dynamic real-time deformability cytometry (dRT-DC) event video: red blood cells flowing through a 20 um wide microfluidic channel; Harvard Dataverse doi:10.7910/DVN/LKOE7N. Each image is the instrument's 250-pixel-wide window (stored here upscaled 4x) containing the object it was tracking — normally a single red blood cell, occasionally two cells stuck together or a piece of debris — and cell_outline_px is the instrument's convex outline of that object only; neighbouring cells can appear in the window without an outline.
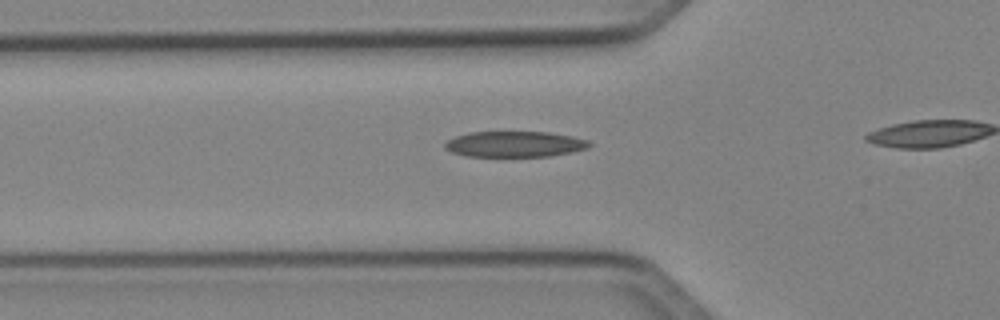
{"species": "Egyptian fruit bat (a non-hibernating species)", "species_latin": "Rousettus aegyptiacus", "temperature_condition": "cold", "stored_images_in_passage": 14, "camera_frame_rate_fps": 3000, "um_per_image_px": 0.085, "animal": {"sex": "female"}, "frame": {"image": 1, "passage_image": 3, "time_ms": 0.667, "image_size_px": [1000, 320], "cell_outline_px": [[592, 144], [588, 148], [572, 152], [548, 156], [464, 156], [452, 152], [444, 148], [444, 144], [448, 140], [456, 136], [468, 132], [548, 132], [572, 136], [588, 140]], "centroid_in_image_um": [43.75, 12.25], "position_along_channel_um": 82.1, "area_um2": 21.68}}
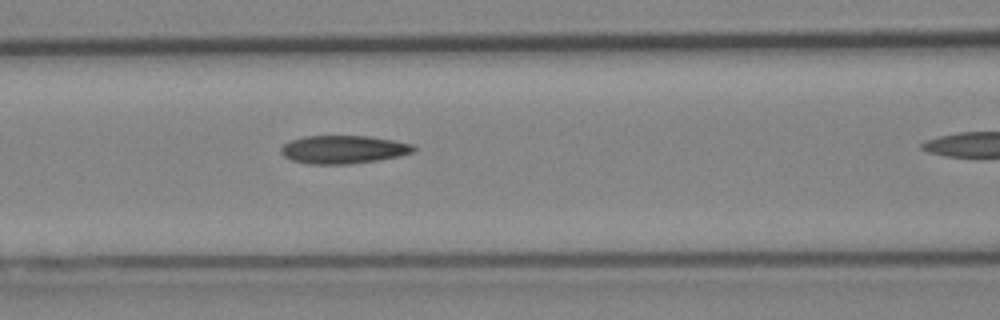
{"frame": {"image": 2, "passage_image": 7, "time_ms": 2.0, "image_size_px": [1000, 320], "cell_outline_px": [[416, 152], [400, 156], [376, 160], [348, 164], [308, 164], [292, 160], [284, 156], [280, 152], [280, 148], [284, 144], [292, 140], [304, 136], [368, 136], [392, 140], [412, 144], [416, 148]], "centroid_in_image_um": [29.19, 12.71], "position_along_channel_um": 137.4, "area_um2": 21.73}}
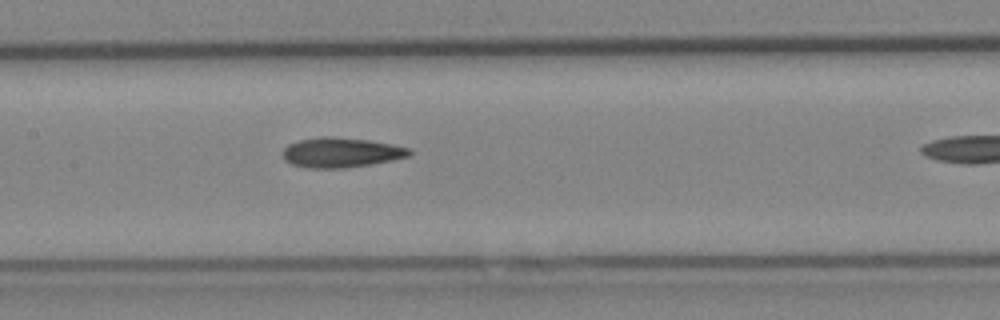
{"frame": {"image": 3, "passage_image": 10, "time_ms": 3.0, "image_size_px": [1000, 320], "cell_outline_px": [[412, 152], [408, 156], [392, 160], [372, 164], [344, 168], [308, 168], [292, 164], [284, 160], [284, 148], [288, 144], [300, 140], [324, 136], [332, 136], [368, 140], [392, 144], [408, 148]], "centroid_in_image_um": [28.98, 12.96], "position_along_channel_um": 178.4, "area_um2": 21.91}}